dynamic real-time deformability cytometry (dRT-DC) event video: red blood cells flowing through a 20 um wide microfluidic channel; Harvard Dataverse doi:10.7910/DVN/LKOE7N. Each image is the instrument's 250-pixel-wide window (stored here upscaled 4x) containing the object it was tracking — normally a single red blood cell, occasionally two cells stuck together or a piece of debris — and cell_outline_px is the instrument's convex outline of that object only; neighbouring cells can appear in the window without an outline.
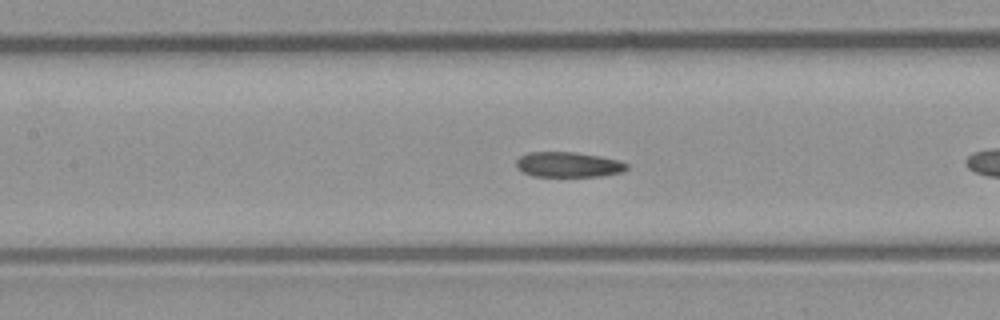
{"species": "common noctule bat (a hibernating species)", "species_latin": "Nyctalus noctula", "temperature_condition": "room temperature", "stored_images_in_passage": 8, "camera_frame_rate_fps": 3000, "um_per_image_px": 0.085, "animal": {"sex": "male", "body_mass_g": 23.1, "forearm_length_mm": 52.7}, "frame": {"image": 1, "passage_image": 6, "time_ms": 1.667, "image_size_px": [1000, 320], "cell_outline_px": [[628, 168], [624, 172], [600, 176], [532, 176], [516, 168], [516, 160], [520, 156], [528, 152], [572, 152], [600, 156], [620, 160], [628, 164]], "centroid_in_image_um": [48.32, 13.99], "position_along_channel_um": 159.1, "area_um2": 16.3}}